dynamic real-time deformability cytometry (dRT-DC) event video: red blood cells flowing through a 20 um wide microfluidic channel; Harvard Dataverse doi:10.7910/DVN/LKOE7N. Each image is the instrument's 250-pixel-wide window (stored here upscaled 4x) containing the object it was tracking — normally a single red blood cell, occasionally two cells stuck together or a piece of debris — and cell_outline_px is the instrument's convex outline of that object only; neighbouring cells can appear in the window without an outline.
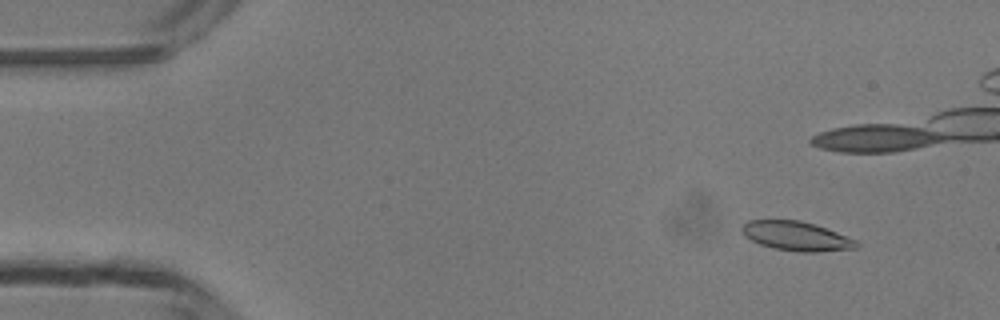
{"species": "common noctule bat (a hibernating species)", "species_latin": "Nyctalus noctula", "temperature_condition": "room temperature", "stored_images_in_passage": 7, "segment_of_instrument_passage": [1, 2], "camera_frame_rate_fps": 3000, "um_per_image_px": 0.085, "animal": {"sex": "male", "body_mass_g": 13.3}, "frame": {"image": 1, "passage_image": 1, "time_ms": 0.0, "image_size_px": [1000, 320], "cell_outline_px": [[860, 248], [816, 252], [800, 252], [772, 248], [760, 244], [744, 236], [740, 232], [740, 228], [748, 220], [800, 220], [816, 224], [856, 240], [860, 244]], "centroid_in_image_um": [67.69, 20.07], "position_along_channel_um": 17.3, "area_um2": 19.71}}
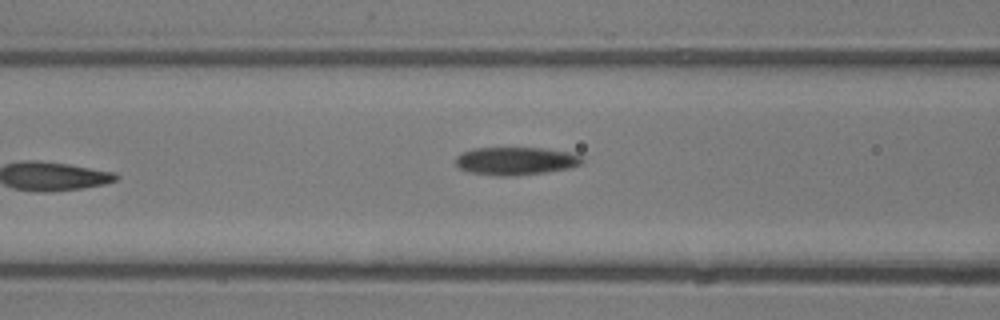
{"frame": {"image": 2, "passage_image": 6, "time_ms": 5.667, "image_size_px": [1000, 320], "cell_outline_px": [[584, 160], [580, 164], [568, 168], [544, 172], [516, 176], [496, 176], [468, 172], [460, 168], [456, 164], [456, 156], [464, 152], [476, 148], [540, 148], [572, 152], [584, 156]], "centroid_in_image_um": [43.86, 13.68], "position_along_channel_um": 122.7, "area_um2": 20.63}}